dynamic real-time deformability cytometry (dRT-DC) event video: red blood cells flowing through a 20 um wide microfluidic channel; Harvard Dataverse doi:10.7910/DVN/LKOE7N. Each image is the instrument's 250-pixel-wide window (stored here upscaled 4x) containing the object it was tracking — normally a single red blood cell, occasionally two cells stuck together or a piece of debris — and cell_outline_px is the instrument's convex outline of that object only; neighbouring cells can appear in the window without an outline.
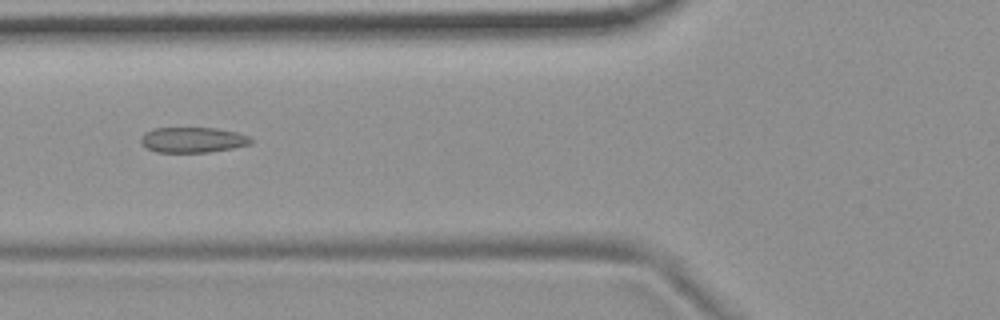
{"species": "common noctule bat (a hibernating species)", "species_latin": "Nyctalus noctula", "temperature_condition": "room temperature", "stored_images_in_passage": 38, "camera_frame_rate_fps": 3000, "um_per_image_px": 0.085, "animal": {"sex": "female", "body_mass_g": 19.9}, "frame": {"image": 1, "passage_image": 5, "time_ms": 1.333, "image_size_px": [1000, 320], "cell_outline_px": [[252, 144], [232, 148], [208, 152], [156, 152], [148, 148], [140, 140], [140, 136], [144, 132], [152, 128], [216, 128], [236, 132], [248, 136], [252, 140]], "centroid_in_image_um": [16.37, 11.88], "position_along_channel_um": 109.4, "area_um2": 16.24}}
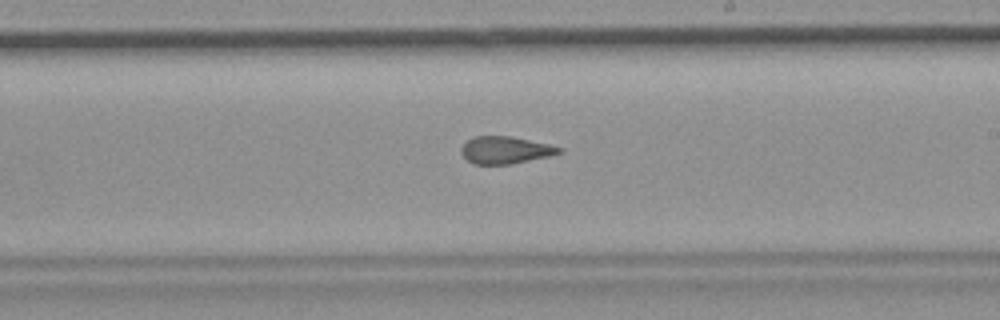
{"frame": {"image": 2, "passage_image": 16, "time_ms": 5.0, "image_size_px": [1000, 320], "cell_outline_px": [[564, 152], [548, 156], [512, 164], [472, 164], [460, 152], [460, 148], [468, 140], [476, 136], [512, 136], [548, 144], [564, 148]], "centroid_in_image_um": [42.97, 12.75], "position_along_channel_um": 246.0, "area_um2": 15.55}}
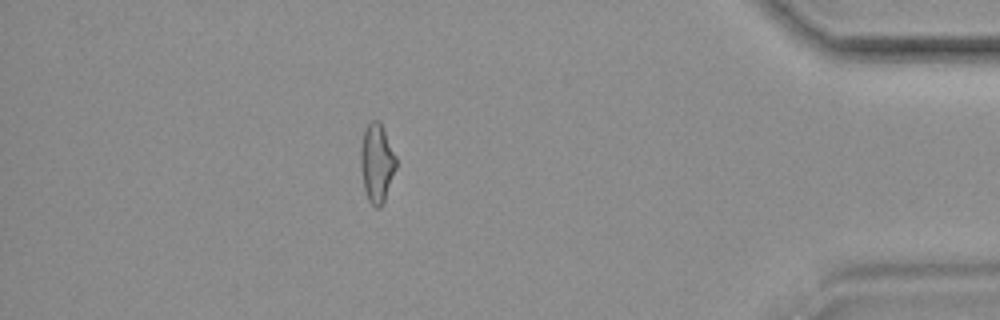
{"frame": {"image": 3, "passage_image": 32, "time_ms": 10.333, "image_size_px": [1000, 320], "cell_outline_px": [[396, 168], [384, 200], [380, 208], [376, 208], [368, 200], [364, 188], [360, 164], [360, 148], [364, 132], [368, 124], [372, 120], [380, 120], [396, 156]], "centroid_in_image_um": [32.02, 13.84], "position_along_channel_um": 403.2, "area_um2": 16.18}, "authors_computed_cell_mechanics": {"area_um2": 16.2418, "velocity_mm_per_s": 3.7341, "shape_relaxation_time_tau1_ms": null, "shape_relaxation_time_tau2_ms": 1.8484, "deformation_change_tau1": null, "deformation_change_tau2": 0.071}}